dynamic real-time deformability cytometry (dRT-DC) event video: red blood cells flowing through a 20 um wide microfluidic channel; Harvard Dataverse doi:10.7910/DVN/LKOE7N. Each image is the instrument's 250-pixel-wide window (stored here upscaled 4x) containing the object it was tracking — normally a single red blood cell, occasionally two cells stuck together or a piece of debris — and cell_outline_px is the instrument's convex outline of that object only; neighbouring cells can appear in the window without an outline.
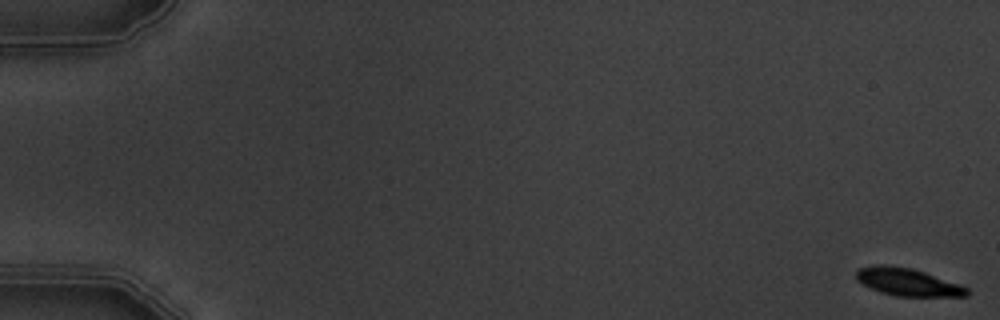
{"species": "common noctule bat (a hibernating species)", "species_latin": "Nyctalus noctula", "temperature_condition": "warm", "stored_images_in_passage": 5, "camera_frame_rate_fps": 3000, "um_per_image_px": 0.085, "animal": {"sex": "male", "body_mass_g": 19.5, "forearm_length_mm": 54.6}, "frame": {"image": 1, "passage_image": 1, "time_ms": 0.0, "image_size_px": [1000, 320], "cell_outline_px": [[968, 296], [896, 296], [880, 292], [868, 288], [856, 280], [856, 272], [860, 268], [880, 264], [884, 264], [912, 268], [960, 284], [968, 288]], "centroid_in_image_um": [77.12, 23.97], "position_along_channel_um": 7.9, "area_um2": 17.8}}
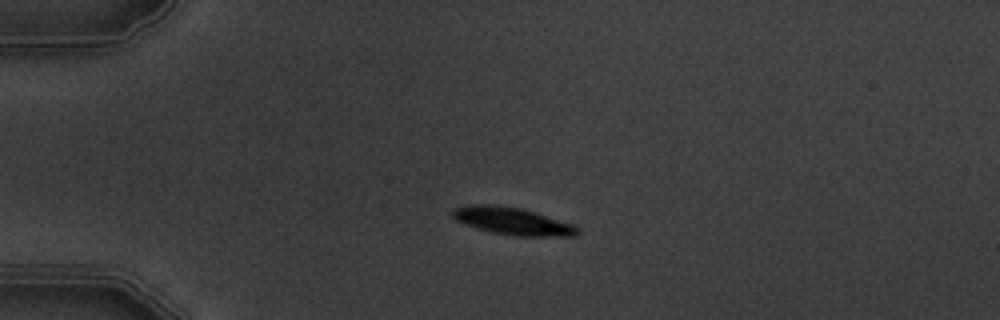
{"frame": {"image": 2, "passage_image": 5, "time_ms": 4.667, "image_size_px": [1000, 320], "cell_outline_px": [[580, 232], [576, 236], [516, 236], [492, 232], [456, 220], [452, 216], [452, 208], [468, 204], [492, 204], [520, 208], [536, 212], [572, 224], [580, 228]], "centroid_in_image_um": [43.58, 18.78], "position_along_channel_um": 41.4, "area_um2": 19.83}}